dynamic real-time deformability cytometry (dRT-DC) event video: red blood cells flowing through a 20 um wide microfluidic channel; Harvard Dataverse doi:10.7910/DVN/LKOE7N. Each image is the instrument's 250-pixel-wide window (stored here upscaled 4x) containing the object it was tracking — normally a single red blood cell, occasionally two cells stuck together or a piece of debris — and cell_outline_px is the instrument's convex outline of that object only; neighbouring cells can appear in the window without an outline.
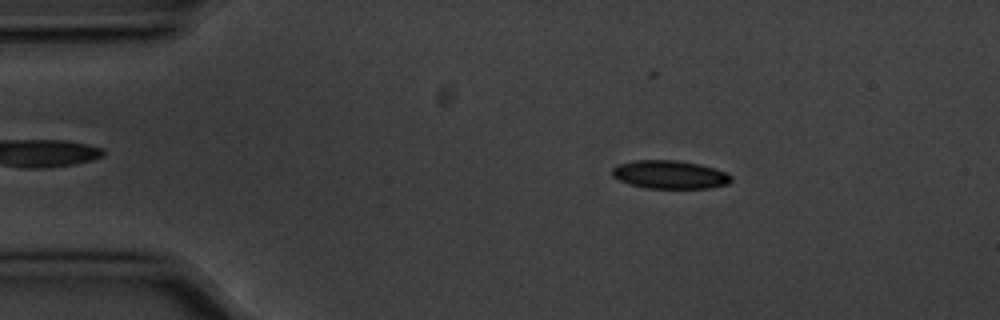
{"species": "common noctule bat (a hibernating species)", "species_latin": "Nyctalus noctula", "temperature_condition": "cold", "stored_images_in_passage": 3, "camera_frame_rate_fps": 3000, "um_per_image_px": 0.085, "animal": {"sex": "male", "body_mass_g": 20.1, "forearm_length_mm": 53.5}, "frame": {"image": 1, "passage_image": 2, "time_ms": 0.333, "image_size_px": [1000, 320], "cell_outline_px": [[732, 180], [728, 184], [708, 188], [648, 188], [628, 184], [612, 176], [612, 168], [620, 164], [636, 160], [676, 160], [700, 164], [716, 168], [732, 176]], "centroid_in_image_um": [56.95, 14.84], "position_along_channel_um": 28.1, "area_um2": 19.59}}